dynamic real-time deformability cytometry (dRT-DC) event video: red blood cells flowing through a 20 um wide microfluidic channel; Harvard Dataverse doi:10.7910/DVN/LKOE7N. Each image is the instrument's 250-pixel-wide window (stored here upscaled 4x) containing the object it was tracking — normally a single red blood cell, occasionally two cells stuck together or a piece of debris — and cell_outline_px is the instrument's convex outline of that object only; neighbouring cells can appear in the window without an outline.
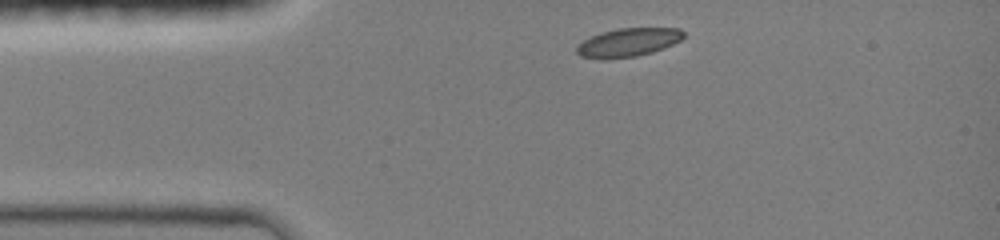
{"species": "common noctule bat (a hibernating species)", "species_latin": "Nyctalus noctula", "temperature_condition": "room temperature", "stored_images_in_passage": 3, "camera_frame_rate_fps": 3000, "um_per_image_px": 0.085, "animal": {"sex": "female", "body_mass_g": 19.0, "forearm_length_mm": 51.5}, "frame": {"image": 1, "passage_image": 1, "time_ms": 0.0, "image_size_px": [1000, 240], "cell_outline_px": [[684, 36], [680, 40], [672, 44], [652, 52], [636, 56], [580, 56], [576, 52], [576, 48], [584, 40], [600, 32], [620, 28], [680, 28], [684, 32]], "centroid_in_image_um": [53.46, 3.55], "position_along_channel_um": 31.5, "area_um2": 16.88}}
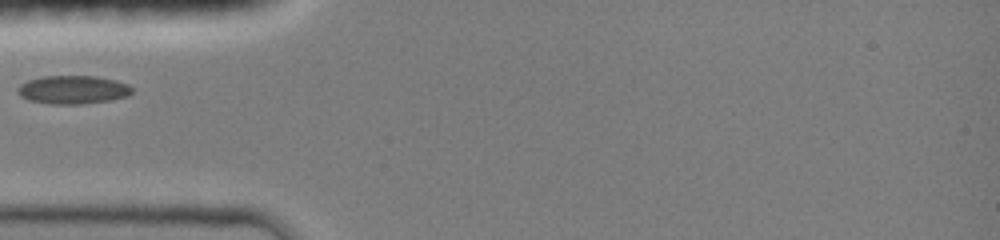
{"frame": {"image": 2, "passage_image": 3, "time_ms": 2.0, "image_size_px": [1000, 240], "cell_outline_px": [[132, 92], [128, 96], [108, 100], [80, 104], [52, 104], [28, 100], [20, 96], [16, 92], [16, 88], [20, 84], [28, 80], [40, 76], [96, 76], [116, 80], [128, 84], [132, 88]], "centroid_in_image_um": [6.16, 7.62], "position_along_channel_um": 78.8, "area_um2": 19.02}}